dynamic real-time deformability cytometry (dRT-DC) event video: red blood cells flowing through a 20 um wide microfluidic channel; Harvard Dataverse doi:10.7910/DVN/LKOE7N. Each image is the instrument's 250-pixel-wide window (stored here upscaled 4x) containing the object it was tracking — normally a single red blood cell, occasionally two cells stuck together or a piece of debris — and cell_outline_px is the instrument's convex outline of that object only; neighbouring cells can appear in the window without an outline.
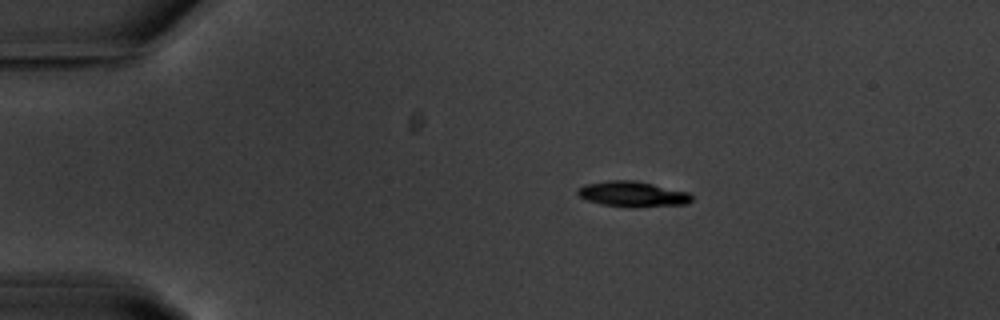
{"species": "common noctule bat (a hibernating species)", "species_latin": "Nyctalus noctula", "temperature_condition": "warm", "stored_images_in_passage": 46, "camera_frame_rate_fps": 3000, "um_per_image_px": 0.085, "animal": {"sex": "male", "body_mass_g": 20.1, "forearm_length_mm": 53.5}, "frame": {"image": 1, "passage_image": 1, "time_ms": 0.0, "image_size_px": [1000, 320], "cell_outline_px": [[692, 200], [688, 204], [632, 208], [604, 204], [588, 200], [580, 196], [576, 192], [576, 188], [584, 184], [608, 180], [636, 180], [688, 192], [692, 196]], "centroid_in_image_um": [53.77, 16.49], "position_along_channel_um": 31.2, "area_um2": 17.05}}
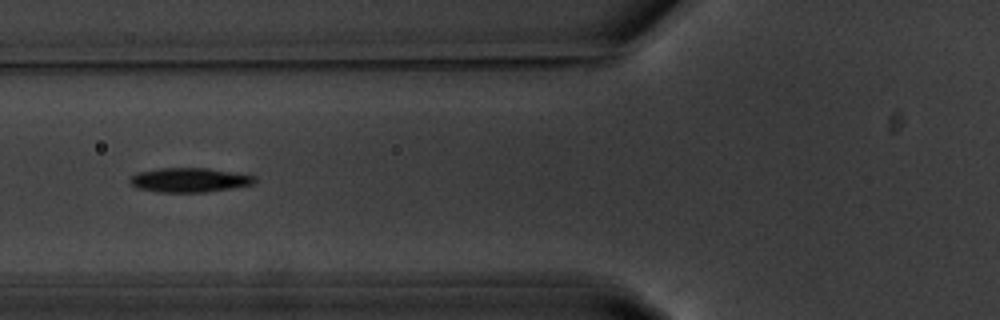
{"frame": {"image": 2, "passage_image": 12, "time_ms": 3.667, "image_size_px": [1000, 320], "cell_outline_px": [[256, 180], [252, 184], [204, 192], [156, 192], [136, 188], [128, 180], [136, 172], [160, 168], [208, 168], [240, 172], [256, 176]], "centroid_in_image_um": [16.09, 15.28], "position_along_channel_um": 109.7, "area_um2": 17.8}}
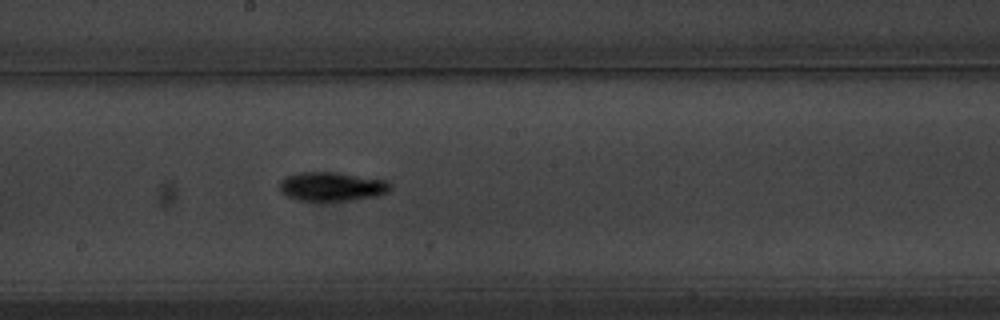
{"frame": {"image": 3, "passage_image": 21, "time_ms": 6.667, "image_size_px": [1000, 320], "cell_outline_px": [[392, 188], [388, 192], [376, 196], [348, 200], [300, 200], [288, 196], [280, 192], [280, 180], [284, 176], [300, 172], [336, 172], [388, 180], [392, 184]], "centroid_in_image_um": [28.22, 15.83], "position_along_channel_um": 220.0, "area_um2": 18.73}, "authors_computed_cell_mechanics": {"area_um2": 16.9932, "velocity_mm_per_s": 3.6642, "shape_relaxation_time_tau1_ms": 1.8646, "shape_relaxation_time_tau2_ms": 9.9405, "deformation_change_tau1": 0.1458, "deformation_change_tau2": 0.1451}}